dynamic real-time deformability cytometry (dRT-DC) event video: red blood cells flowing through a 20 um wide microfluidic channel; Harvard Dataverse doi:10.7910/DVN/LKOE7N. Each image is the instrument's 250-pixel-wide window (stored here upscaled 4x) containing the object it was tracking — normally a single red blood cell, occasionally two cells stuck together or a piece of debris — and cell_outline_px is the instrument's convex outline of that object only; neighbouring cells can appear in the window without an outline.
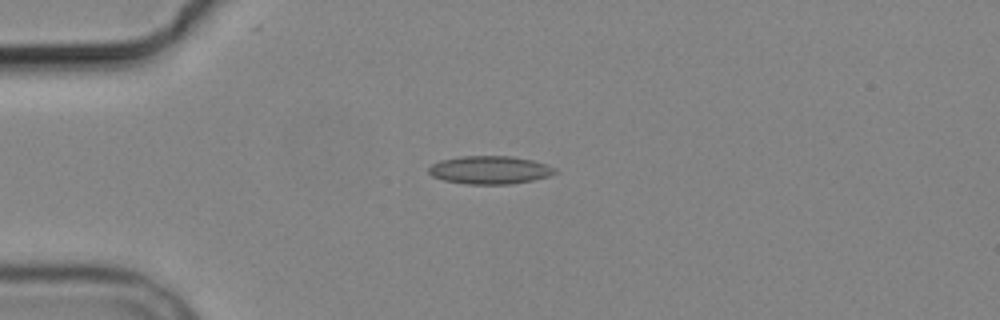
{"species": "common noctule bat (a hibernating species)", "species_latin": "Nyctalus noctula", "temperature_condition": "cold", "stored_images_in_passage": 1, "camera_frame_rate_fps": 3000, "um_per_image_px": 0.085, "animal": {"sex": "male", "body_mass_g": 19.2, "forearm_length_mm": 51.8}, "frame": {"image": 1, "passage_image": 1, "time_ms": 0.0, "image_size_px": [1000, 320], "cell_outline_px": [[560, 172], [552, 176], [512, 184], [468, 184], [444, 180], [432, 176], [428, 172], [428, 168], [432, 164], [440, 160], [460, 156], [512, 156], [532, 160], [548, 164], [556, 168]], "centroid_in_image_um": [41.69, 14.44], "position_along_channel_um": 43.3, "area_um2": 20.92}}